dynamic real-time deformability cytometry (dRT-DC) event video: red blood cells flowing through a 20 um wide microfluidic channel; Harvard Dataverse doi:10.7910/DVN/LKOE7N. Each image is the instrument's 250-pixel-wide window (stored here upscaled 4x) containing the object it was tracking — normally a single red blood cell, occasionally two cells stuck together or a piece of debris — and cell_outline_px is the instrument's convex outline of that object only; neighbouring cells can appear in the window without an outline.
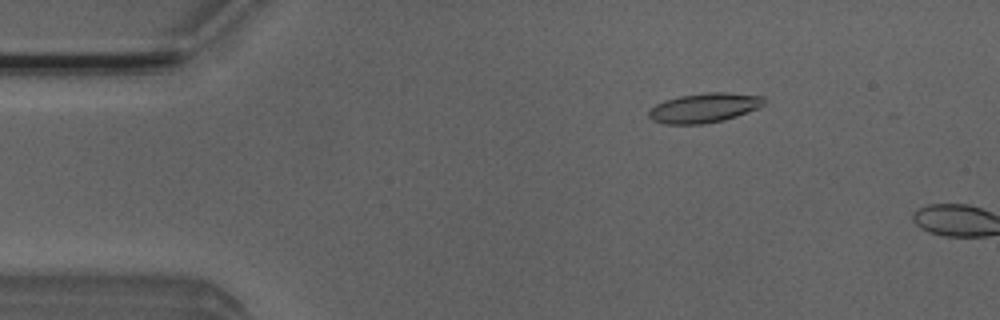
{"species": "Egyptian fruit bat (a non-hibernating species)", "species_latin": "Rousettus aegyptiacus", "temperature_condition": "room temperature", "stored_images_in_passage": 5, "camera_frame_rate_fps": 3000, "um_per_image_px": 0.085, "animal": {"sex": "male"}, "frame": {"image": 1, "passage_image": 3, "time_ms": 0.667, "image_size_px": [1000, 320], "cell_outline_px": [[764, 104], [756, 108], [736, 116], [724, 120], [704, 124], [664, 124], [652, 120], [648, 116], [648, 112], [656, 104], [664, 100], [680, 96], [708, 92], [724, 92], [764, 96]], "centroid_in_image_um": [59.82, 9.17], "position_along_channel_um": 25.2, "area_um2": 19.71}}